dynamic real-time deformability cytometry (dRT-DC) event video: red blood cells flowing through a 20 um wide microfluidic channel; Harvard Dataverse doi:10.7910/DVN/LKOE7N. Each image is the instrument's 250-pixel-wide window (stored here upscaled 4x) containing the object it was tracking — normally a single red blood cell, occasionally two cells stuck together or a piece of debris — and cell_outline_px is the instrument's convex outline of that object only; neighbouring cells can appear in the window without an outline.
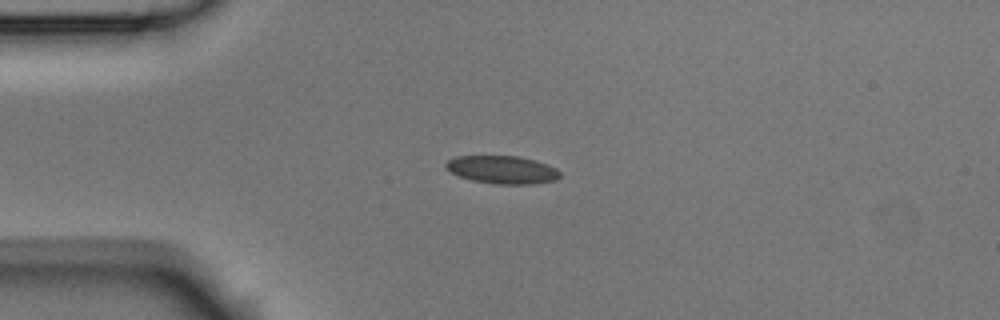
{"species": "Egyptian fruit bat (a non-hibernating species)", "species_latin": "Rousettus aegyptiacus", "temperature_condition": "room temperature", "stored_images_in_passage": 7, "camera_frame_rate_fps": 3000, "um_per_image_px": 0.085, "animal": {"sex": "male"}, "frame": {"image": 1, "passage_image": 3, "time_ms": 0.667, "image_size_px": [1000, 320], "cell_outline_px": [[560, 176], [556, 180], [532, 184], [496, 184], [472, 180], [460, 176], [452, 172], [444, 164], [448, 160], [456, 156], [520, 156], [536, 160], [548, 164], [556, 168], [560, 172]], "centroid_in_image_um": [42.73, 14.42], "position_along_channel_um": 42.3, "area_um2": 18.55}}
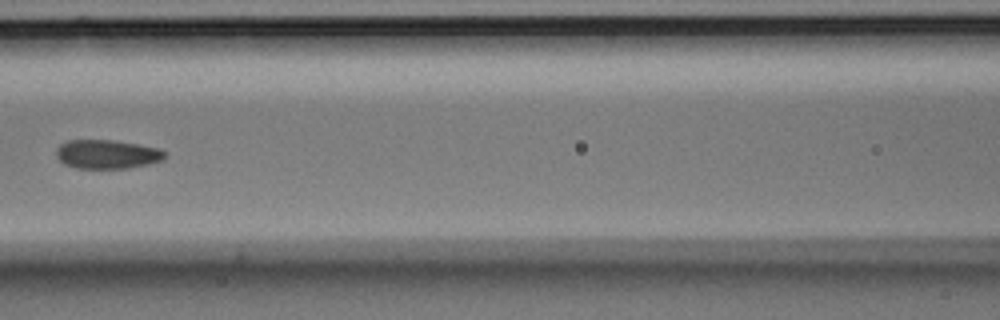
{"frame": {"image": 2, "passage_image": 6, "time_ms": 1.667, "image_size_px": [1000, 320], "cell_outline_px": [[168, 152], [164, 160], [148, 164], [128, 168], [76, 168], [64, 164], [56, 156], [56, 148], [60, 144], [68, 140], [112, 140], [140, 144], [160, 148]], "centroid_in_image_um": [9.14, 13.1], "position_along_channel_um": 157.5, "area_um2": 18.55}}
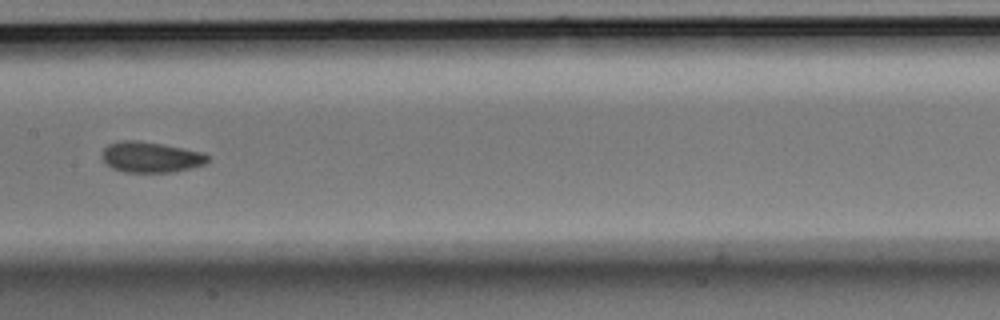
{"frame": {"image": 3, "passage_image": 7, "time_ms": 2.0, "image_size_px": [1000, 320], "cell_outline_px": [[208, 160], [204, 164], [192, 168], [172, 172], [124, 172], [112, 168], [100, 156], [104, 148], [108, 144], [120, 140], [136, 140], [164, 144], [204, 152], [208, 156]], "centroid_in_image_um": [12.81, 13.35], "position_along_channel_um": 194.6, "area_um2": 19.02}}